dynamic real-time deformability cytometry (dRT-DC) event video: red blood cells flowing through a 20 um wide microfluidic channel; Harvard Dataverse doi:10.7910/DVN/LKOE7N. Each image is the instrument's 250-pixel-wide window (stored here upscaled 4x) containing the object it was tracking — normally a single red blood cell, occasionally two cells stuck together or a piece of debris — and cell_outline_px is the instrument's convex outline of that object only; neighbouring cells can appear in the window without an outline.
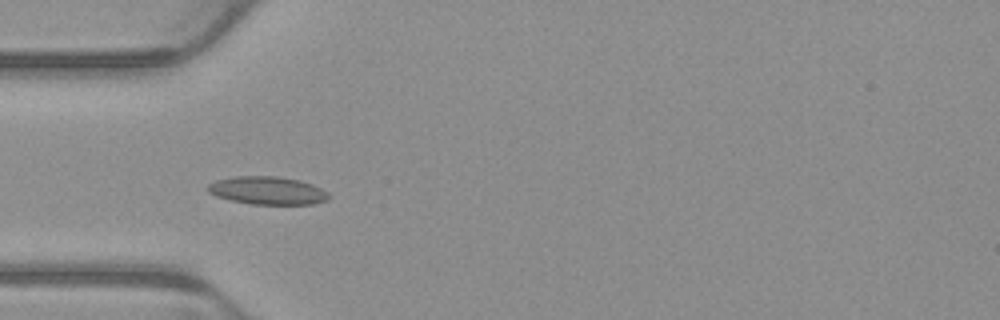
{"species": "common noctule bat (a hibernating species)", "species_latin": "Nyctalus noctula", "temperature_condition": "warm", "stored_images_in_passage": 4, "camera_frame_rate_fps": 3000, "um_per_image_px": 0.085, "animal": {"sex": "male", "body_mass_g": 23.1, "forearm_length_mm": 52.7}, "frame": {"image": 1, "passage_image": 4, "time_ms": 1.0, "image_size_px": [1000, 320], "cell_outline_px": [[332, 196], [328, 200], [312, 204], [252, 204], [232, 200], [216, 196], [208, 192], [208, 184], [216, 180], [236, 176], [276, 176], [300, 180], [312, 184], [328, 192]], "centroid_in_image_um": [22.77, 16.19], "position_along_channel_um": 62.2, "area_um2": 19.71}}